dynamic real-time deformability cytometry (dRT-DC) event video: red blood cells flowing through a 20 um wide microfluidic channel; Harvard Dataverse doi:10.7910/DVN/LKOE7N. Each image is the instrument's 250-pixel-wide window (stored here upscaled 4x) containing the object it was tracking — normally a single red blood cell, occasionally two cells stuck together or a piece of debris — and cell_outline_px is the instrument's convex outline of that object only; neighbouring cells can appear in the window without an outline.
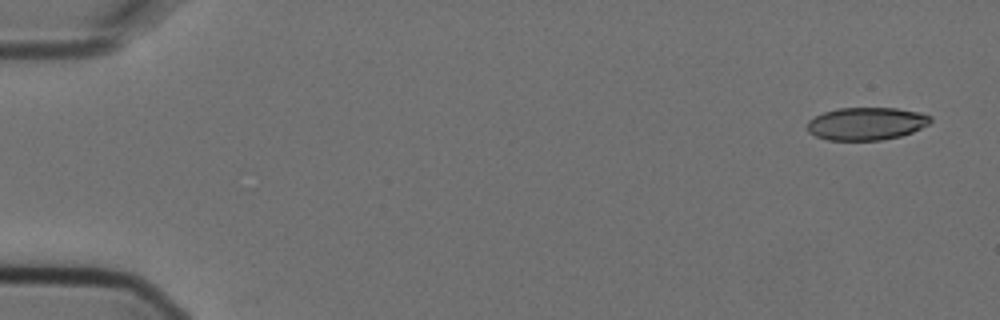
{"species": "Egyptian fruit bat (a non-hibernating species)", "species_latin": "Rousettus aegyptiacus", "temperature_condition": "cold", "stored_images_in_passage": 4, "camera_frame_rate_fps": 3000, "um_per_image_px": 0.085, "animal": {"sex": "female"}, "frame": {"image": 1, "passage_image": 1, "time_ms": 0.0, "image_size_px": [1000, 320], "cell_outline_px": [[932, 120], [928, 124], [912, 132], [900, 136], [880, 140], [828, 140], [816, 136], [808, 132], [808, 120], [824, 112], [836, 108], [896, 108], [916, 112], [932, 116]], "centroid_in_image_um": [73.62, 10.51], "position_along_channel_um": 11.4, "area_um2": 23.35}}
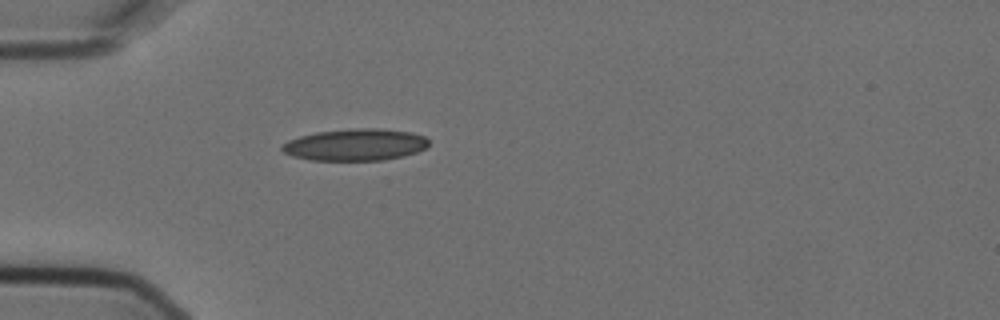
{"frame": {"image": 2, "passage_image": 4, "time_ms": 1.0, "image_size_px": [1000, 320], "cell_outline_px": [[428, 148], [404, 156], [384, 160], [312, 160], [292, 156], [284, 152], [280, 148], [288, 140], [300, 136], [316, 132], [356, 128], [376, 128], [412, 132], [424, 136], [428, 140]], "centroid_in_image_um": [30.23, 12.3], "position_along_channel_um": 54.8, "area_um2": 27.22}}